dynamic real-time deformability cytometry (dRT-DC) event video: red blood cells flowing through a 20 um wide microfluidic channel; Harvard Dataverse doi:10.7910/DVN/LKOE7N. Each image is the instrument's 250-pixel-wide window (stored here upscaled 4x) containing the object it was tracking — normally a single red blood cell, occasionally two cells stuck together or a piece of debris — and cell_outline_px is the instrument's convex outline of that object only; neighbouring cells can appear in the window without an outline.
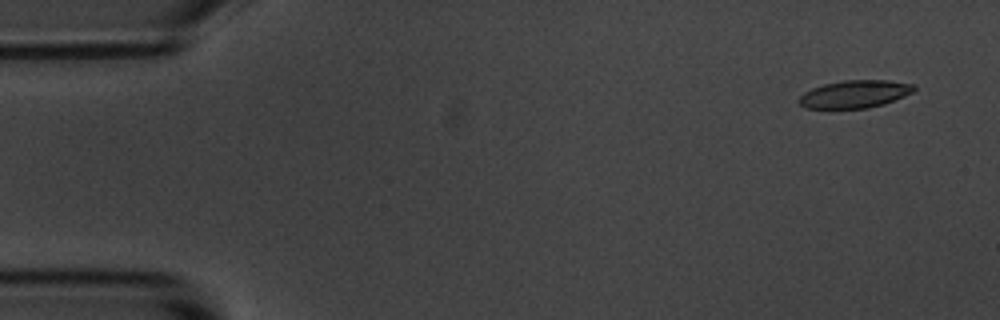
{"species": "common noctule bat (a hibernating species)", "species_latin": "Nyctalus noctula", "temperature_condition": "room temperature", "stored_images_in_passage": 6, "camera_frame_rate_fps": 3000, "um_per_image_px": 0.085, "animal": {"sex": "male", "body_mass_g": 20.1, "forearm_length_mm": 53.5}, "frame": {"image": 1, "passage_image": 1, "time_ms": 0.0, "image_size_px": [1000, 320], "cell_outline_px": [[916, 88], [912, 92], [904, 96], [884, 104], [868, 108], [804, 108], [796, 100], [804, 92], [812, 88], [824, 84], [844, 80], [888, 80], [916, 84]], "centroid_in_image_um": [72.65, 7.99], "position_along_channel_um": 12.3, "area_um2": 18.61}}
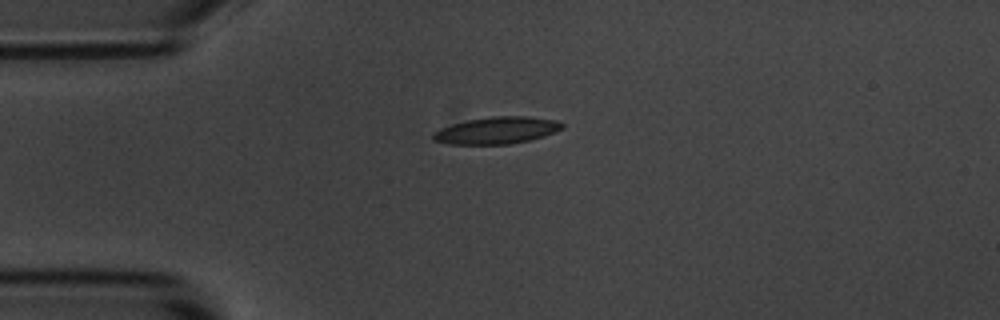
{"frame": {"image": 2, "passage_image": 4, "time_ms": 3.333, "image_size_px": [1000, 320], "cell_outline_px": [[564, 128], [544, 136], [528, 140], [508, 144], [448, 144], [432, 140], [432, 132], [440, 128], [452, 124], [468, 120], [492, 116], [528, 116], [556, 120], [564, 124]], "centroid_in_image_um": [42.21, 11.08], "position_along_channel_um": 42.8, "area_um2": 20.29}}